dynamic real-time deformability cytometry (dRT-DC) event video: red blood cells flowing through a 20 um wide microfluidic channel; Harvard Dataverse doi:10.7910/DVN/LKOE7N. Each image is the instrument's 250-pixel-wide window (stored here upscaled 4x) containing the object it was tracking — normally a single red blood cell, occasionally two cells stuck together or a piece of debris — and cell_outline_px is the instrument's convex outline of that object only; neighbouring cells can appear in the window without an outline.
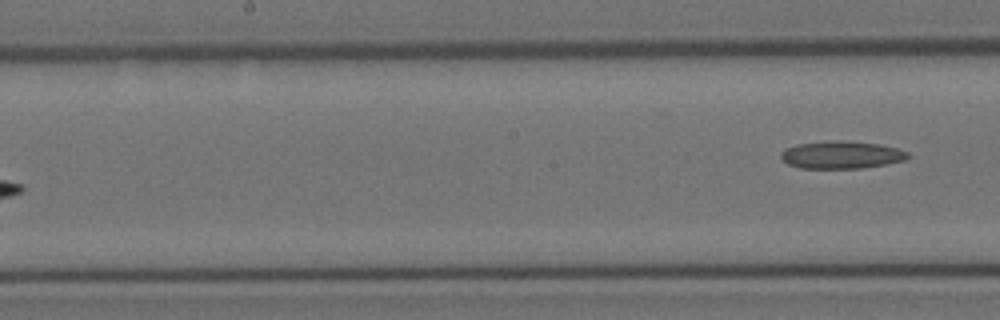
{"species": "Egyptian fruit bat (a non-hibernating species)", "species_latin": "Rousettus aegyptiacus", "temperature_condition": "room temperature", "stored_images_in_passage": 11, "segment_of_instrument_passage": [2, 2], "camera_frame_rate_fps": 3000, "um_per_image_px": 0.085, "animal": {"sex": "female"}, "frame": {"image": 1, "passage_image": 11, "time_ms": 3.333, "image_size_px": [1000, 320], "cell_outline_px": [[912, 156], [904, 160], [864, 168], [800, 168], [788, 164], [780, 156], [780, 152], [784, 148], [796, 144], [832, 140], [880, 144], [896, 148], [908, 152]], "centroid_in_image_um": [71.5, 13.16], "position_along_channel_um": 176.7, "area_um2": 20.35}}